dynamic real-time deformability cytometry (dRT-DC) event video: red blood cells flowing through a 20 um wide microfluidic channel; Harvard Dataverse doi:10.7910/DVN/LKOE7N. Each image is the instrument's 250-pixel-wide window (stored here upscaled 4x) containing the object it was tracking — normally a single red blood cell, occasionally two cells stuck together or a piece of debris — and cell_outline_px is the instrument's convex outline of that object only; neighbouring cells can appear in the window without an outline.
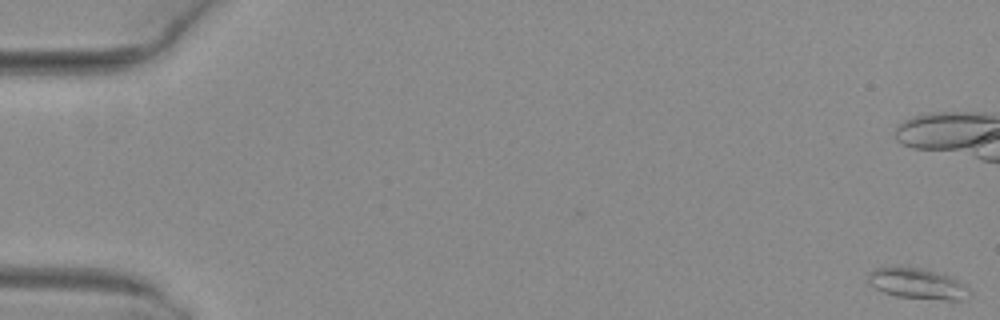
{"species": "common noctule bat (a hibernating species)", "species_latin": "Nyctalus noctula", "temperature_condition": "warm", "stored_images_in_passage": 6, "camera_frame_rate_fps": 3000, "um_per_image_px": 0.085, "animal": {"sex": "female", "body_mass_g": 29.2, "forearm_length_mm": 56.3}, "frame": {"image": 1, "passage_image": 1, "time_ms": 0.0, "image_size_px": [1000, 320], "cell_outline_px": [[972, 296], [968, 300], [944, 300], [896, 296], [884, 292], [868, 284], [868, 272], [876, 268], [920, 268], [948, 276], [964, 284], [968, 288]], "centroid_in_image_um": [78.02, 24.15], "position_along_channel_um": 7.0, "area_um2": 17.86}}
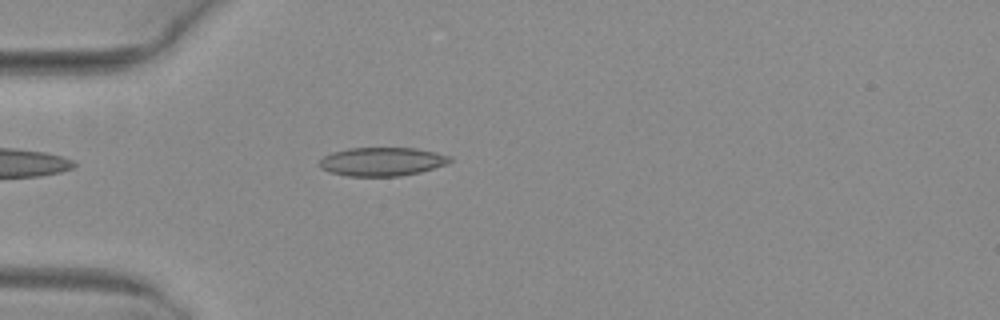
{"frame": {"image": 2, "passage_image": 6, "time_ms": 1.667, "image_size_px": [1000, 320], "cell_outline_px": [[452, 160], [448, 164], [420, 172], [400, 176], [348, 176], [328, 172], [320, 168], [320, 160], [324, 156], [332, 152], [348, 148], [416, 148], [436, 152], [452, 156]], "centroid_in_image_um": [32.49, 13.73], "position_along_channel_um": 52.5, "area_um2": 21.91}}